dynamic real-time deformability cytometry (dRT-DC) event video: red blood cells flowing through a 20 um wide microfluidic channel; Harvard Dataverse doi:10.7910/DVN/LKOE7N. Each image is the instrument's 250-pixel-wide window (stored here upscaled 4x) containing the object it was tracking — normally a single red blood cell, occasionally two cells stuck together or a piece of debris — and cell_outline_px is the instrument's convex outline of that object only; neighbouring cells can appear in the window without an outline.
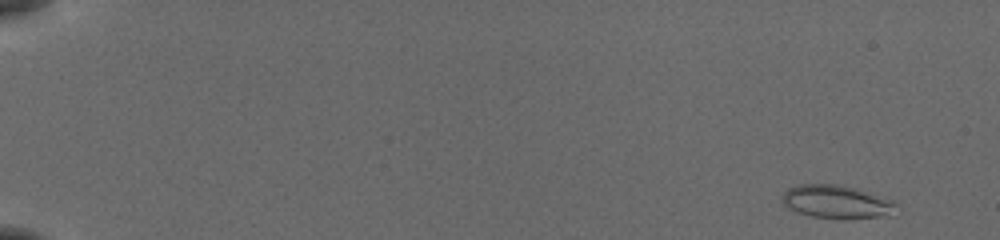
{"species": "common noctule bat (a hibernating species)", "species_latin": "Nyctalus noctula", "temperature_condition": "cold", "stored_images_in_passage": 53, "camera_frame_rate_fps": 3000, "um_per_image_px": 0.085, "animal": {"sex": "female", "body_mass_g": 19.5, "forearm_length_mm": 54.1}, "frame": {"image": 1, "passage_image": 2, "time_ms": 0.333, "image_size_px": [1000, 240], "cell_outline_px": [[896, 204], [880, 216], [848, 220], [844, 220], [812, 216], [796, 212], [788, 208], [784, 204], [784, 192], [788, 188], [800, 184], [836, 184], [856, 188], [896, 200]], "centroid_in_image_um": [71.06, 17.15], "position_along_channel_um": 13.9, "area_um2": 21.85}}
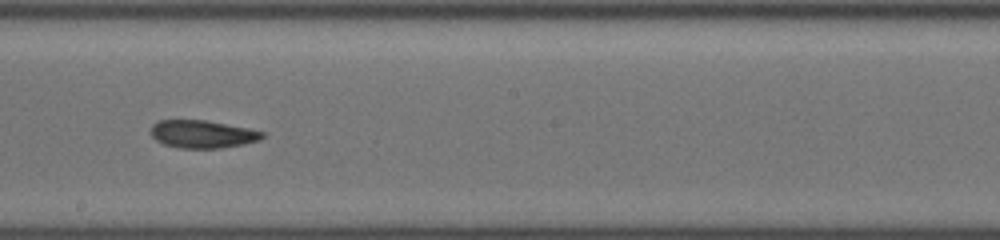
{"frame": {"image": 2, "passage_image": 32, "time_ms": 10.333, "image_size_px": [1000, 240], "cell_outline_px": [[264, 136], [260, 140], [244, 144], [220, 148], [180, 148], [164, 144], [156, 140], [148, 132], [152, 124], [156, 120], [204, 120], [248, 128], [264, 132]], "centroid_in_image_um": [17.16, 11.4], "position_along_channel_um": 231.0, "area_um2": 18.15}}
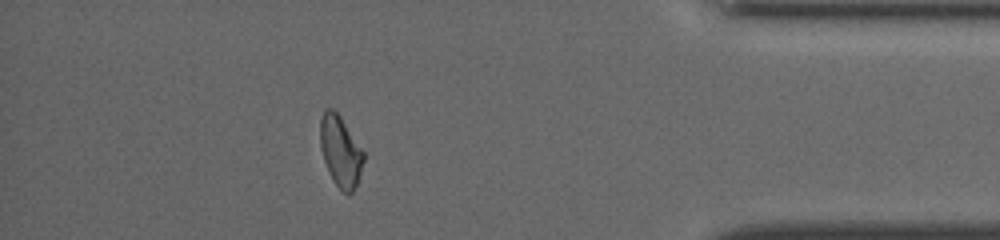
{"frame": {"image": 3, "passage_image": 48, "time_ms": 15.667, "image_size_px": [1000, 240], "cell_outline_px": [[364, 160], [356, 184], [352, 192], [348, 196], [336, 184], [324, 160], [320, 144], [320, 120], [324, 108], [332, 108], [340, 116], [364, 152]], "centroid_in_image_um": [28.93, 12.82], "position_along_channel_um": 406.3, "area_um2": 17.51}, "authors_computed_cell_mechanics": {"area_um2": 18.6694, "velocity_mm_per_s": 3.8682, "shape_relaxation_time_tau1_ms": 6.2144, "shape_relaxation_time_tau2_ms": 4.1772, "deformation_change_tau1": 0.172, "deformation_change_tau2": 0.0969}}